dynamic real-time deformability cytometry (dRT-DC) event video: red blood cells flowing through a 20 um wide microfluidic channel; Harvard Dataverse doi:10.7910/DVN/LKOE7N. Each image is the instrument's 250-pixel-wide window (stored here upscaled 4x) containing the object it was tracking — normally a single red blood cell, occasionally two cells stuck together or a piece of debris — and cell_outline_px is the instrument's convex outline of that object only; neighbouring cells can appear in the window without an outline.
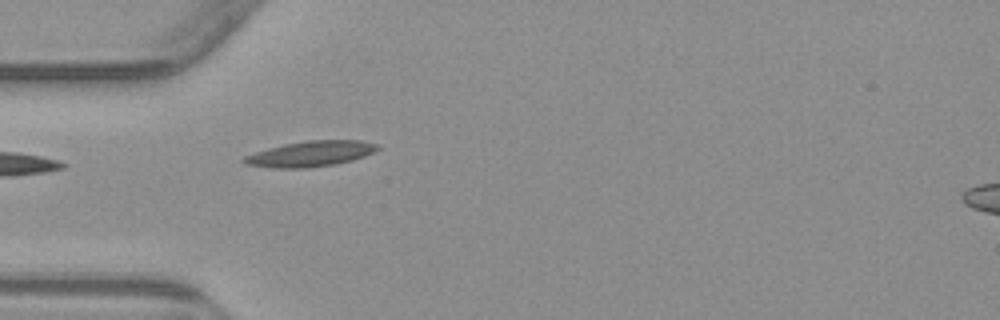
{"species": "common noctule bat (a hibernating species)", "species_latin": "Nyctalus noctula", "temperature_condition": "warm", "stored_images_in_passage": 6, "segment_of_instrument_passage": [1, 2], "camera_frame_rate_fps": 3000, "um_per_image_px": 0.085, "animal": {"sex": "male", "body_mass_g": 23.1, "forearm_length_mm": 52.7}, "frame": {"image": 1, "passage_image": 5, "time_ms": 4.667, "image_size_px": [1000, 320], "cell_outline_px": [[380, 148], [376, 152], [352, 160], [336, 164], [308, 168], [272, 168], [244, 164], [240, 160], [244, 156], [268, 148], [284, 144], [308, 140], [360, 140], [376, 144]], "centroid_in_image_um": [26.39, 13.08], "position_along_channel_um": 58.6, "area_um2": 20.0}}